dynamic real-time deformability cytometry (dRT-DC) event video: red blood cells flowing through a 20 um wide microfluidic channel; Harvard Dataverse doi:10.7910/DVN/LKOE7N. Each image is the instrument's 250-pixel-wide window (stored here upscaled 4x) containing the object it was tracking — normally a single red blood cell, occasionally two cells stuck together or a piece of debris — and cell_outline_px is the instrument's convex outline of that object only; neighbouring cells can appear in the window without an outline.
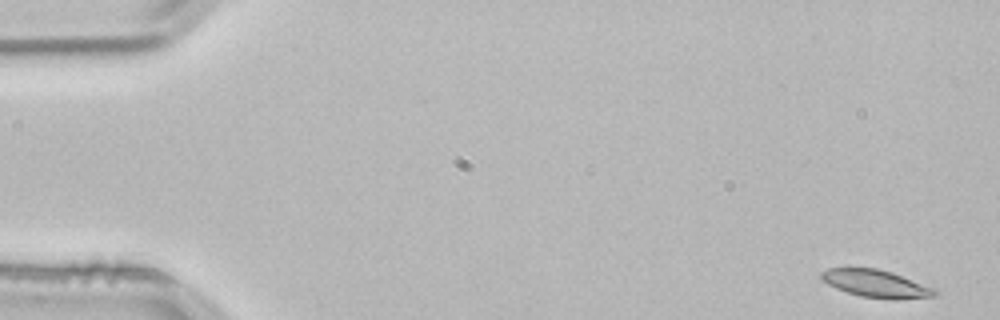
{"species": "common noctule bat (a hibernating species)", "species_latin": "Nyctalus noctula", "temperature_condition": "room temperature", "stored_images_in_passage": 53, "camera_frame_rate_fps": 3000, "um_per_image_px": 0.085, "animal": {"sex": "male", "body_mass_g": 21.5, "forearm_length_mm": 52.0}, "frame": {"image": 1, "passage_image": 1, "time_ms": 0.0, "image_size_px": [1000, 320], "cell_outline_px": [[936, 296], [860, 296], [836, 288], [820, 280], [820, 272], [828, 268], [876, 268], [892, 272], [936, 288]], "centroid_in_image_um": [74.35, 24.03], "position_along_channel_um": 10.7, "area_um2": 17.22}}
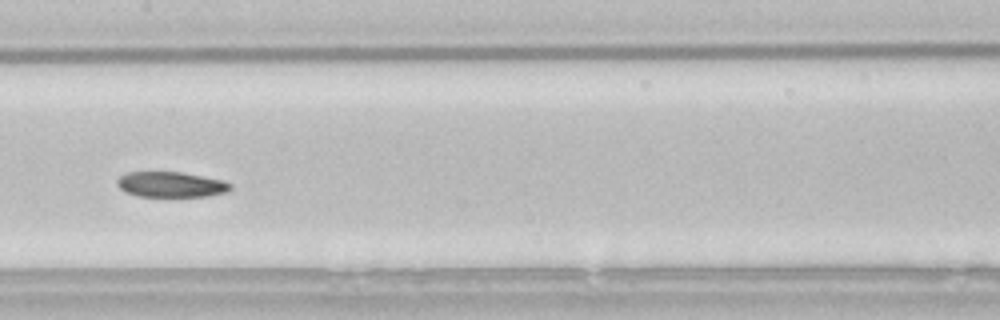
{"frame": {"image": 2, "passage_image": 26, "time_ms": 8.333, "image_size_px": [1000, 320], "cell_outline_px": [[232, 188], [228, 192], [204, 196], [136, 196], [124, 192], [116, 184], [116, 180], [120, 176], [128, 172], [180, 172], [224, 180], [232, 184]], "centroid_in_image_um": [14.52, 15.68], "position_along_channel_um": 192.9, "area_um2": 16.82}}
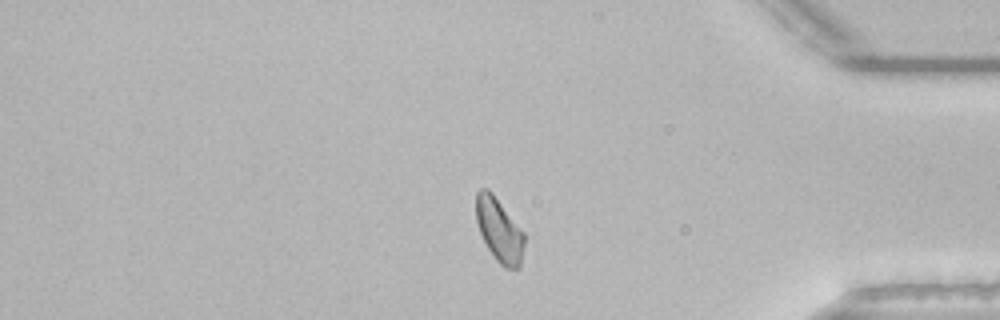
{"frame": {"image": 3, "passage_image": 44, "time_ms": 14.333, "image_size_px": [1000, 320], "cell_outline_px": [[524, 244], [520, 268], [504, 268], [496, 260], [488, 248], [480, 232], [476, 220], [476, 192], [480, 188], [488, 188], [492, 192], [524, 232]], "centroid_in_image_um": [42.43, 19.54], "position_along_channel_um": 392.8, "area_um2": 17.86}, "authors_computed_cell_mechanics": {"area_um2": 18.0914, "velocity_mm_per_s": 3.7896, "shape_relaxation_time_tau1_ms": 6.0941, "shape_relaxation_time_tau2_ms": 5.7839, "deformation_change_tau1": 0.1283, "deformation_change_tau2": 0.1072}}